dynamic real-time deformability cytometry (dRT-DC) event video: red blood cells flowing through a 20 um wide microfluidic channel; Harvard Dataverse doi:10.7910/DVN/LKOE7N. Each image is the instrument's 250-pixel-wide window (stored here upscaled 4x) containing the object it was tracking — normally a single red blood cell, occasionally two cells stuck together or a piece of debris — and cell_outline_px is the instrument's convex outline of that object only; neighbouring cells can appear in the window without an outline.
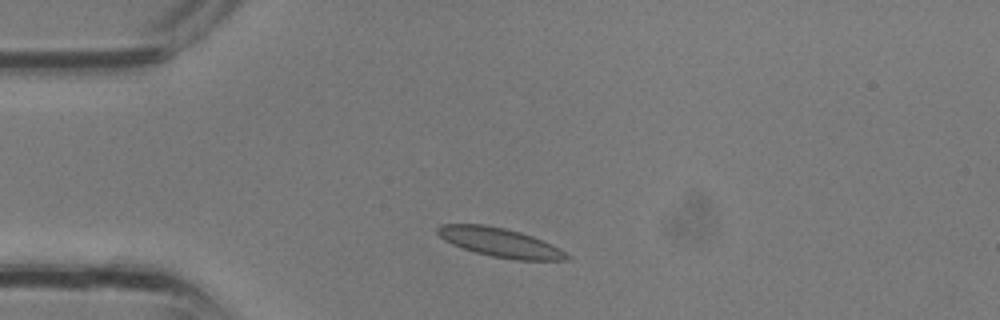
{"species": "common noctule bat (a hibernating species)", "species_latin": "Nyctalus noctula", "temperature_condition": "room temperature", "stored_images_in_passage": 2, "camera_frame_rate_fps": 3000, "um_per_image_px": 0.085, "animal": {"sex": "male", "body_mass_g": 13.3}, "frame": {"image": 1, "passage_image": 1, "time_ms": 0.0, "image_size_px": [1000, 320], "cell_outline_px": [[572, 256], [568, 260], [516, 260], [492, 256], [476, 252], [452, 244], [444, 240], [436, 232], [436, 228], [440, 224], [484, 224], [504, 228], [520, 232], [532, 236], [552, 244], [560, 248]], "centroid_in_image_um": [42.52, 20.61], "position_along_channel_um": 42.5, "area_um2": 21.85}}